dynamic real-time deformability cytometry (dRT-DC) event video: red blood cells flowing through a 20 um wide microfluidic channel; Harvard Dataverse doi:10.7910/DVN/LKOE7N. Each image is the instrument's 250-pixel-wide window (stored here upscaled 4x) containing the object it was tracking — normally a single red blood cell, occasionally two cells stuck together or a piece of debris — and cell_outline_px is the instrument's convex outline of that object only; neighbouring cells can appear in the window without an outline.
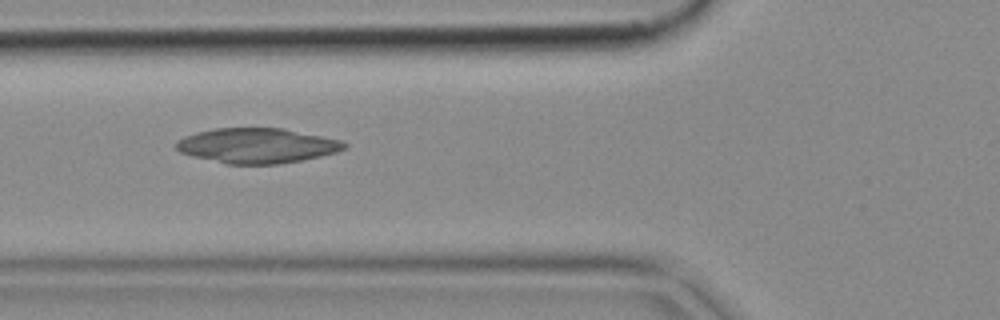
{"species": "common noctule bat (a hibernating species)", "species_latin": "Nyctalus noctula", "temperature_condition": "cold", "stored_images_in_passage": 38, "camera_frame_rate_fps": 3000, "um_per_image_px": 0.085, "animal": {"sex": "female", "body_mass_g": 18.4}, "frame": {"image": 1, "passage_image": 5, "time_ms": 1.333, "image_size_px": [1000, 320], "cell_outline_px": [[348, 144], [344, 148], [336, 152], [320, 156], [280, 164], [228, 164], [180, 152], [176, 148], [176, 140], [184, 136], [196, 132], [216, 128], [284, 128], [340, 140]], "centroid_in_image_um": [21.84, 12.37], "position_along_channel_um": 104.0, "area_um2": 33.99}}
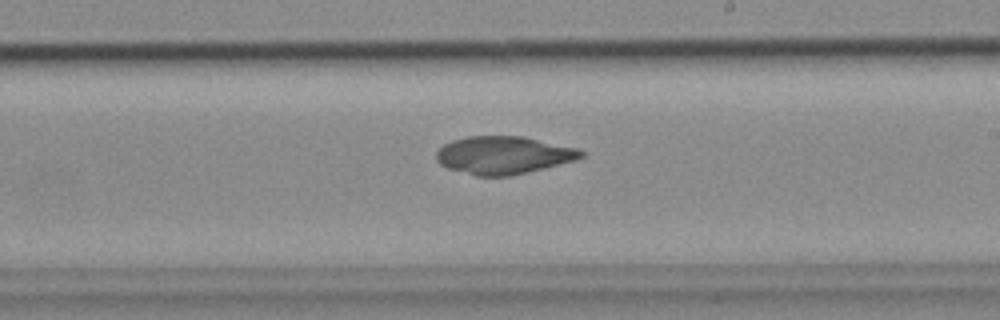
{"frame": {"image": 2, "passage_image": 16, "time_ms": 5.0, "image_size_px": [1000, 320], "cell_outline_px": [[584, 156], [572, 160], [512, 176], [476, 176], [448, 168], [440, 164], [436, 160], [436, 152], [444, 144], [452, 140], [468, 136], [524, 136], [576, 148], [584, 152]], "centroid_in_image_um": [42.74, 13.18], "position_along_channel_um": 246.3, "area_um2": 31.62}}
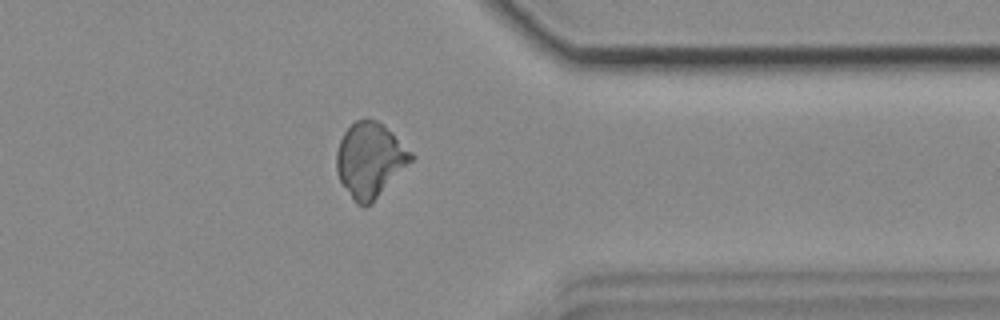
{"frame": {"image": 3, "passage_image": 27, "time_ms": 8.667, "image_size_px": [1000, 320], "cell_outline_px": [[416, 156], [372, 204], [364, 208], [356, 204], [340, 180], [336, 172], [336, 152], [340, 140], [344, 132], [356, 120], [368, 116], [376, 120], [412, 152]], "centroid_in_image_um": [31.43, 13.62], "position_along_channel_um": 380.0, "area_um2": 32.37}}